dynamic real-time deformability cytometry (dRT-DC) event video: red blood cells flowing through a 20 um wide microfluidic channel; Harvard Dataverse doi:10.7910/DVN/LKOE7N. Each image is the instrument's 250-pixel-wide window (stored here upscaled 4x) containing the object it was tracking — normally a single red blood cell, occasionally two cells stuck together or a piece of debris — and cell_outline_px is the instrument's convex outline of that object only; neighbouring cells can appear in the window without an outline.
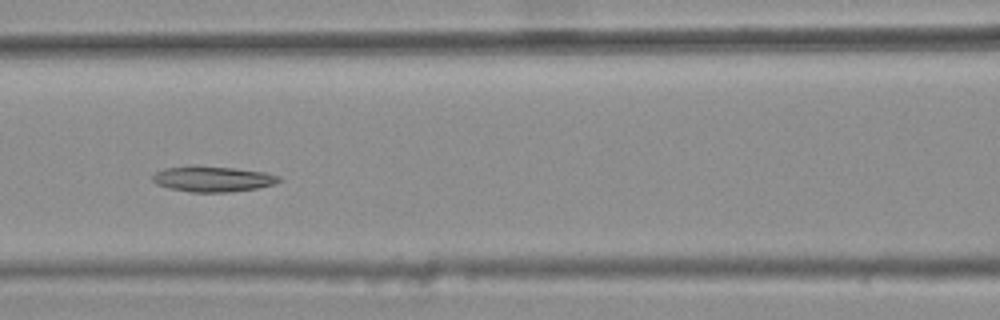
{"species": "common noctule bat (a hibernating species)", "species_latin": "Nyctalus noctula", "temperature_condition": "warm", "stored_images_in_passage": 7, "camera_frame_rate_fps": 3000, "um_per_image_px": 0.085, "animal": {"sex": "female", "body_mass_g": 25.1}, "frame": {"image": 1, "passage_image": 5, "time_ms": 1.333, "image_size_px": [1000, 320], "cell_outline_px": [[284, 180], [276, 184], [256, 188], [232, 192], [192, 192], [168, 188], [156, 184], [152, 180], [152, 176], [156, 172], [164, 168], [192, 164], [236, 168], [264, 172], [280, 176]], "centroid_in_image_um": [18.08, 15.19], "position_along_channel_um": 148.5, "area_um2": 19.31}}
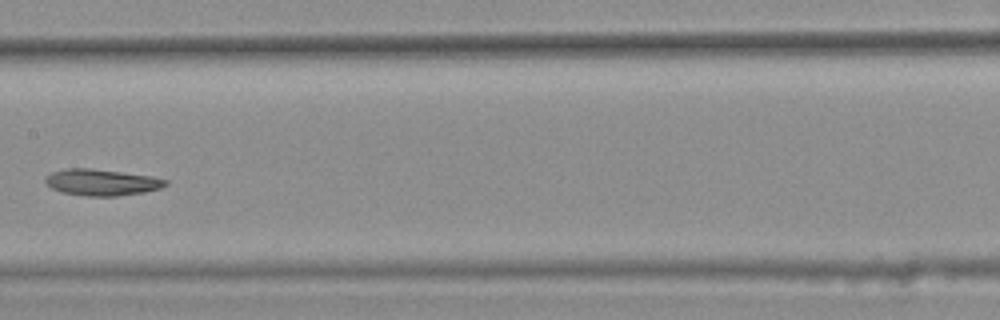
{"frame": {"image": 2, "passage_image": 6, "time_ms": 1.667, "image_size_px": [1000, 320], "cell_outline_px": [[168, 184], [160, 188], [144, 192], [116, 196], [88, 196], [60, 192], [52, 188], [44, 180], [44, 176], [52, 172], [68, 168], [92, 168], [152, 176], [168, 180]], "centroid_in_image_um": [8.64, 15.49], "position_along_channel_um": 198.8, "area_um2": 18.5}}
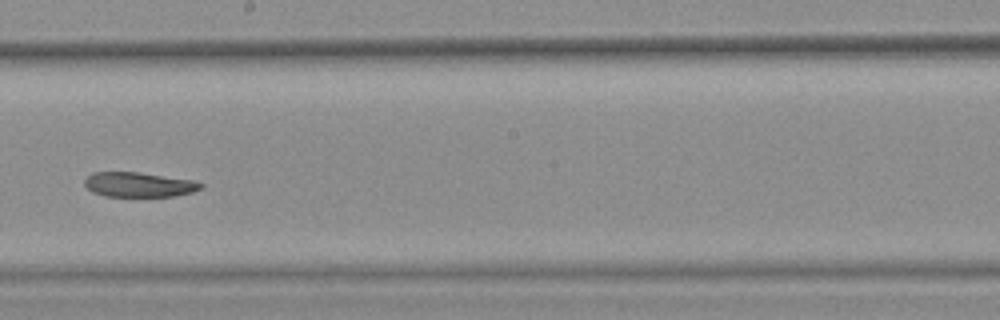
{"frame": {"image": 3, "passage_image": 7, "time_ms": 2.0, "image_size_px": [1000, 320], "cell_outline_px": [[204, 188], [192, 192], [172, 196], [104, 196], [92, 192], [84, 184], [84, 180], [92, 172], [140, 172], [192, 180], [204, 184]], "centroid_in_image_um": [11.8, 15.69], "position_along_channel_um": 236.4, "area_um2": 16.76}}